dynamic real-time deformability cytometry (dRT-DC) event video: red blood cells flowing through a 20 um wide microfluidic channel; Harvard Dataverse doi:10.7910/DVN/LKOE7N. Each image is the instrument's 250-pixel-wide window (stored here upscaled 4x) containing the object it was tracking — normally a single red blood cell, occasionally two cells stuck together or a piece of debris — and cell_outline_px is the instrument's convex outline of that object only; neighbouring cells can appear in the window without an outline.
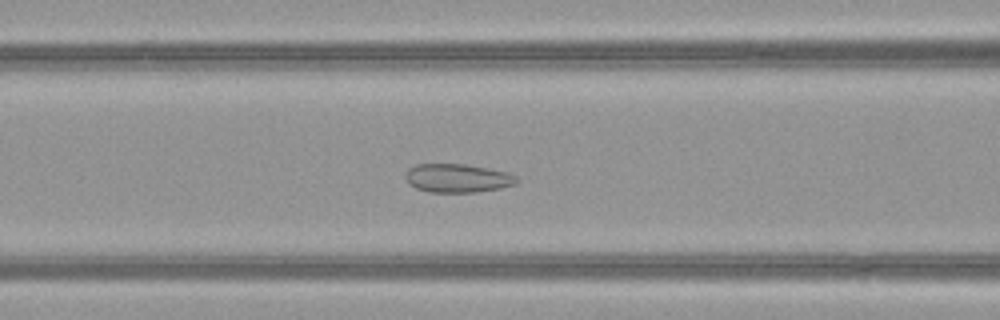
{"species": "common noctule bat (a hibernating species)", "species_latin": "Nyctalus noctula", "temperature_condition": "warm", "stored_images_in_passage": 45, "camera_frame_rate_fps": 3000, "um_per_image_px": 0.085, "animal": {"sex": "female", "body_mass_g": 21.9}, "frame": {"image": 1, "passage_image": 15, "time_ms": 4.667, "image_size_px": [1000, 320], "cell_outline_px": [[520, 180], [516, 184], [500, 188], [476, 192], [428, 192], [416, 188], [408, 184], [404, 176], [408, 168], [416, 164], [464, 164], [488, 168], [508, 172], [516, 176]], "centroid_in_image_um": [38.88, 15.14], "position_along_channel_um": 127.7, "area_um2": 18.73}}
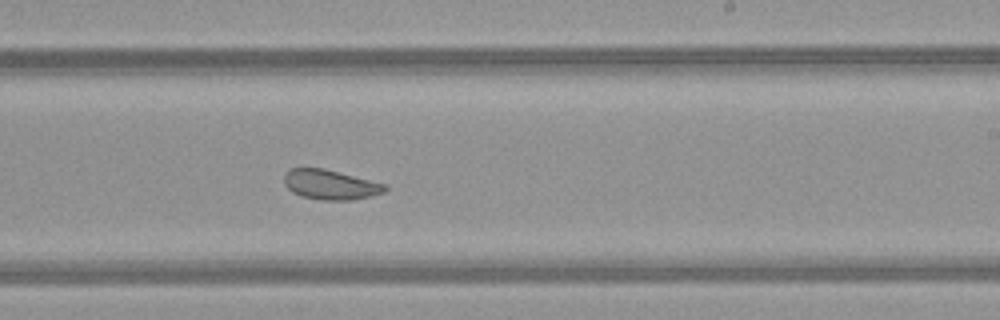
{"frame": {"image": 2, "passage_image": 25, "time_ms": 8.0, "image_size_px": [1000, 320], "cell_outline_px": [[388, 188], [384, 192], [372, 196], [352, 200], [320, 200], [300, 196], [292, 192], [284, 184], [284, 172], [288, 168], [324, 168], [388, 184]], "centroid_in_image_um": [28.09, 15.69], "position_along_channel_um": 260.9, "area_um2": 17.86}}
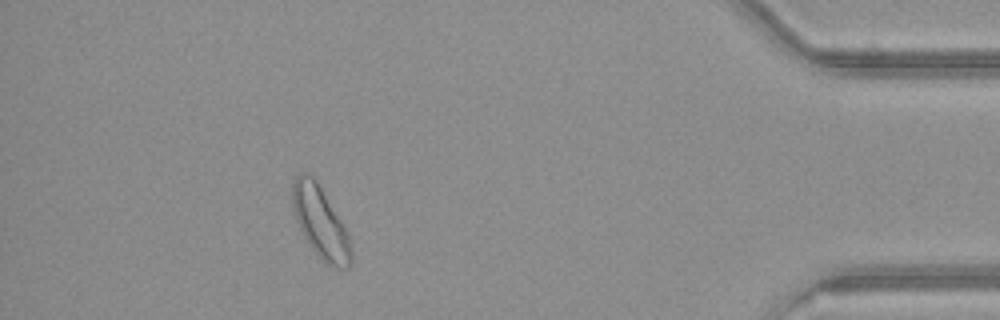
{"frame": {"image": 3, "passage_image": 40, "time_ms": 13.0, "image_size_px": [1000, 320], "cell_outline_px": [[352, 264], [348, 268], [332, 268], [324, 264], [312, 248], [304, 236], [296, 220], [292, 208], [292, 180], [300, 172], [308, 172], [316, 180], [348, 232], [352, 248]], "centroid_in_image_um": [27.24, 18.93], "position_along_channel_um": 408.0, "area_um2": 24.74}, "authors_computed_cell_mechanics": {"area_um2": 20.4612, "velocity_mm_per_s": 3.9988, "shape_relaxation_time_tau1_ms": null, "shape_relaxation_time_tau2_ms": 1.0697, "deformation_change_tau1": null, "deformation_change_tau2": 0.0754}}